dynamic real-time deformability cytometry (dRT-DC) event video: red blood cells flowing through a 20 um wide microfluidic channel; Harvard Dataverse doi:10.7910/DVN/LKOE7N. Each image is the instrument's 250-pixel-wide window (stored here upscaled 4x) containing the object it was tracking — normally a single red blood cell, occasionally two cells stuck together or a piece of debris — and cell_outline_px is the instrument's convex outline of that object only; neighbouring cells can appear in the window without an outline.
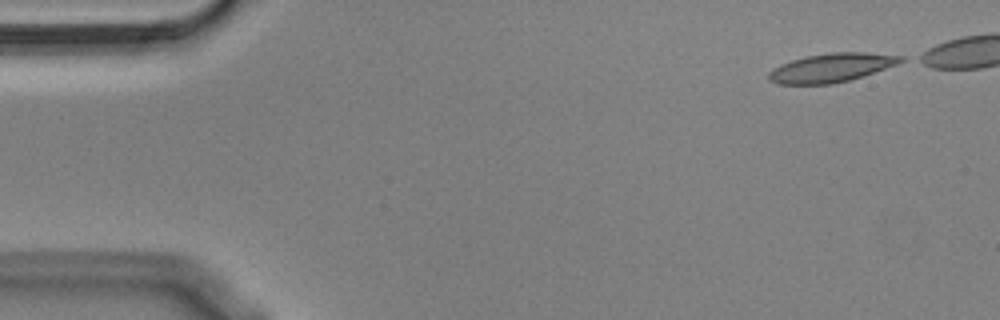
{"species": "Egyptian fruit bat (a non-hibernating species)", "species_latin": "Rousettus aegyptiacus", "temperature_condition": "cold", "stored_images_in_passage": 45, "camera_frame_rate_fps": 3000, "um_per_image_px": 0.085, "animal": {"sex": "male"}, "frame": {"image": 1, "passage_image": 1, "time_ms": 0.0, "image_size_px": [1000, 320], "cell_outline_px": [[904, 60], [896, 64], [848, 80], [832, 84], [776, 84], [768, 80], [768, 72], [772, 68], [780, 64], [792, 60], [808, 56], [832, 52], [864, 52], [904, 56]], "centroid_in_image_um": [70.59, 5.75], "position_along_channel_um": 14.4, "area_um2": 21.85}}
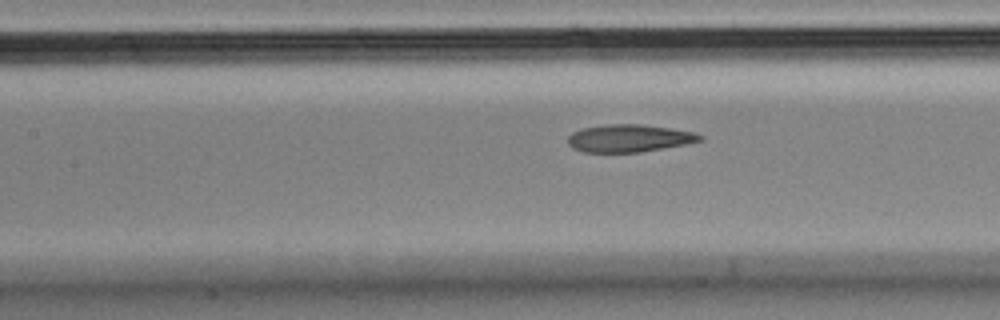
{"frame": {"image": 2, "passage_image": 21, "time_ms": 6.667, "image_size_px": [1000, 320], "cell_outline_px": [[704, 140], [688, 144], [640, 152], [584, 152], [572, 148], [568, 144], [568, 136], [572, 132], [584, 128], [612, 124], [640, 124], [672, 128], [696, 132], [704, 136]], "centroid_in_image_um": [53.54, 11.75], "position_along_channel_um": 153.9, "area_um2": 21.33}}
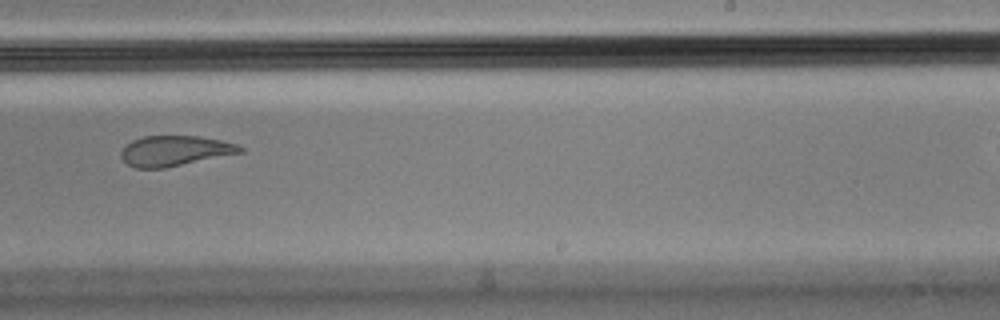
{"frame": {"image": 3, "passage_image": 31, "time_ms": 10.0, "image_size_px": [1000, 320], "cell_outline_px": [[244, 152], [164, 168], [136, 168], [128, 164], [120, 156], [120, 152], [132, 140], [144, 136], [200, 136], [220, 140], [236, 144], [244, 148]], "centroid_in_image_um": [14.87, 12.82], "position_along_channel_um": 274.1, "area_um2": 20.87}, "authors_computed_cell_mechanics": {"area_um2": 22.253, "velocity_mm_per_s": 3.6198, "shape_relaxation_time_tau1_ms": null, "shape_relaxation_time_tau2_ms": 1.7145, "deformation_change_tau1": null, "deformation_change_tau2": 0.0928}}